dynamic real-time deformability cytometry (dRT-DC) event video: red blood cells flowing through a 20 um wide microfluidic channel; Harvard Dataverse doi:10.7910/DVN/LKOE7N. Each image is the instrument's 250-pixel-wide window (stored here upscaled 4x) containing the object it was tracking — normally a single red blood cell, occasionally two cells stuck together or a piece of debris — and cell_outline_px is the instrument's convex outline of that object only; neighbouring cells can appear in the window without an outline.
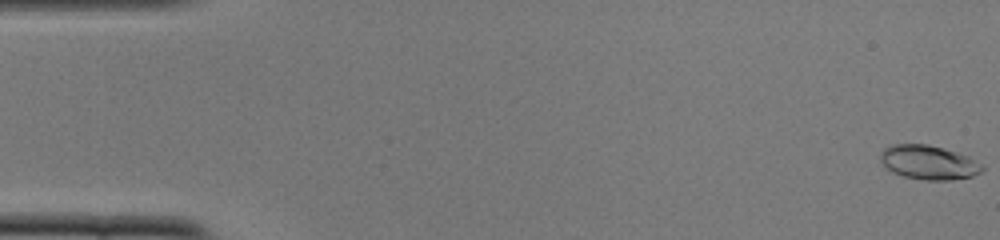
{"species": "common noctule bat (a hibernating species)", "species_latin": "Nyctalus noctula", "temperature_condition": "cold", "stored_images_in_passage": 52, "camera_frame_rate_fps": 3000, "um_per_image_px": 0.085, "animal": {"sex": "female", "body_mass_g": 22.0, "forearm_length_mm": 56.7}, "frame": {"image": 1, "passage_image": 1, "time_ms": 0.0, "image_size_px": [1000, 240], "cell_outline_px": [[984, 168], [980, 172], [972, 176], [952, 180], [924, 180], [904, 176], [892, 172], [884, 168], [880, 160], [880, 152], [884, 148], [892, 144], [928, 144], [944, 148], [968, 156], [984, 164]], "centroid_in_image_um": [78.92, 13.8], "position_along_channel_um": 6.1, "area_um2": 20.52}}
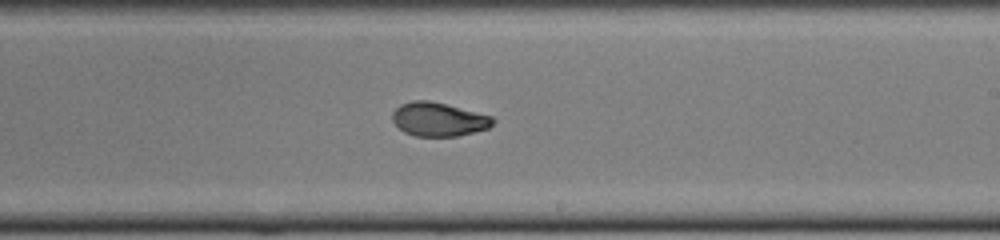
{"frame": {"image": 2, "passage_image": 31, "time_ms": 10.0, "image_size_px": [1000, 240], "cell_outline_px": [[496, 120], [488, 128], [456, 136], [416, 136], [404, 132], [392, 120], [392, 112], [400, 104], [412, 100], [428, 100], [492, 116]], "centroid_in_image_um": [37.25, 10.14], "position_along_channel_um": 251.7, "area_um2": 19.54}}
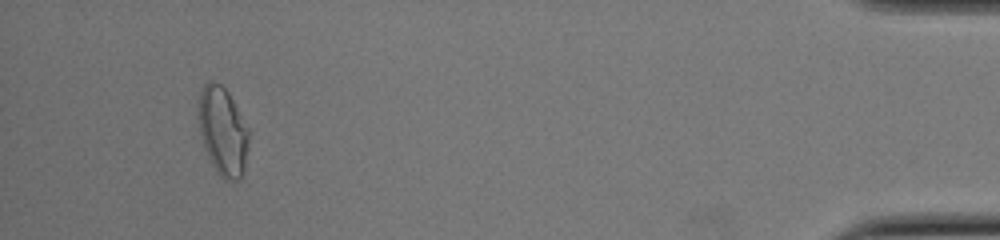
{"frame": {"image": 3, "passage_image": 49, "time_ms": 16.0, "image_size_px": [1000, 240], "cell_outline_px": [[248, 140], [244, 168], [240, 180], [224, 180], [220, 176], [212, 164], [208, 156], [200, 136], [200, 92], [204, 84], [208, 80], [212, 80], [220, 84], [228, 92], [248, 128]], "centroid_in_image_um": [18.94, 11.16], "position_along_channel_um": 416.3, "area_um2": 25.37}, "authors_computed_cell_mechanics": {"area_um2": 20.2878, "velocity_mm_per_s": 3.8864, "shape_relaxation_time_tau1_ms": 4.5213, "shape_relaxation_time_tau2_ms": 1.7816, "deformation_change_tau1": 0.1778, "deformation_change_tau2": 0.046}}